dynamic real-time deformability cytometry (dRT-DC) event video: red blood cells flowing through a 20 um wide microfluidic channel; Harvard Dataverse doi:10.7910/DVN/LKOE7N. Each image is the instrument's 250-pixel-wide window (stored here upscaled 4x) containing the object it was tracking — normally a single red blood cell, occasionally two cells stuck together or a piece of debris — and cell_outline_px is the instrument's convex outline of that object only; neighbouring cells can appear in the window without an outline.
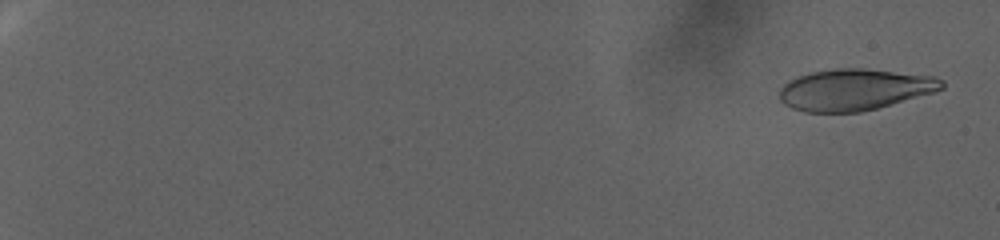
{"species": "human", "species_latin": "Homo sapiens", "temperature_condition": "warm", "stored_images_in_passage": 98, "camera_frame_rate_fps": 3000, "um_per_image_px": 0.085, "donor": {"sex": "female"}, "frame": {"image": 1, "passage_image": 4, "time_ms": 1.0, "image_size_px": [1000, 240], "cell_outline_px": [[944, 88], [936, 92], [876, 108], [860, 112], [804, 112], [792, 108], [784, 104], [780, 100], [780, 88], [788, 80], [796, 76], [812, 72], [832, 68], [864, 68], [936, 76], [944, 80]], "centroid_in_image_um": [72.65, 7.61], "position_along_channel_um": 12.3, "area_um2": 39.48}}
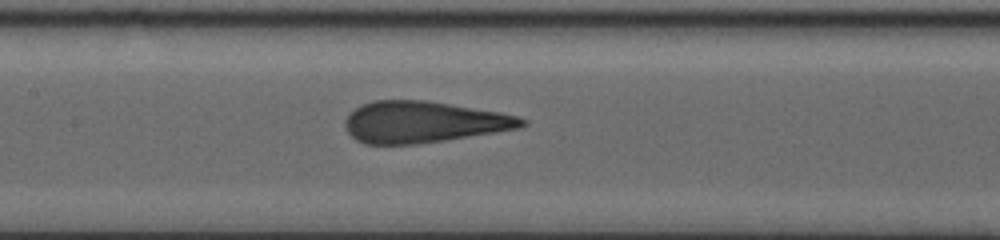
{"frame": {"image": 2, "passage_image": 56, "time_ms": 18.333, "image_size_px": [1000, 240], "cell_outline_px": [[528, 124], [520, 128], [496, 132], [444, 140], [416, 144], [364, 144], [356, 140], [344, 128], [344, 120], [348, 112], [360, 104], [372, 100], [424, 100], [500, 112], [520, 116], [528, 120]], "centroid_in_image_um": [35.96, 10.36], "position_along_channel_um": 171.4, "area_um2": 42.95}}
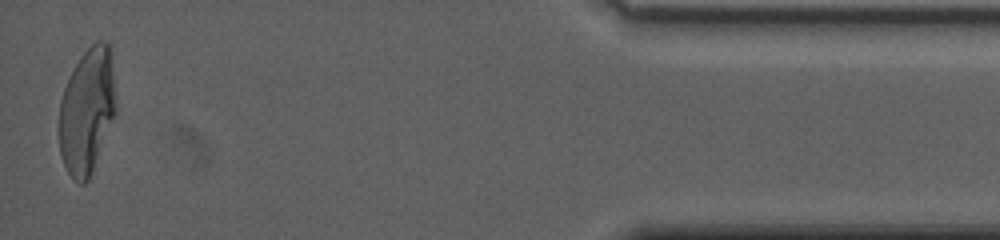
{"frame": {"image": 3, "passage_image": 97, "time_ms": 32.0, "image_size_px": [1000, 240], "cell_outline_px": [[116, 112], [88, 180], [84, 184], [80, 184], [72, 180], [64, 164], [60, 152], [60, 100], [64, 88], [80, 56], [96, 40], [104, 40], [112, 48], [116, 104]], "centroid_in_image_um": [7.42, 9.38], "position_along_channel_um": 427.8, "area_um2": 41.5}}